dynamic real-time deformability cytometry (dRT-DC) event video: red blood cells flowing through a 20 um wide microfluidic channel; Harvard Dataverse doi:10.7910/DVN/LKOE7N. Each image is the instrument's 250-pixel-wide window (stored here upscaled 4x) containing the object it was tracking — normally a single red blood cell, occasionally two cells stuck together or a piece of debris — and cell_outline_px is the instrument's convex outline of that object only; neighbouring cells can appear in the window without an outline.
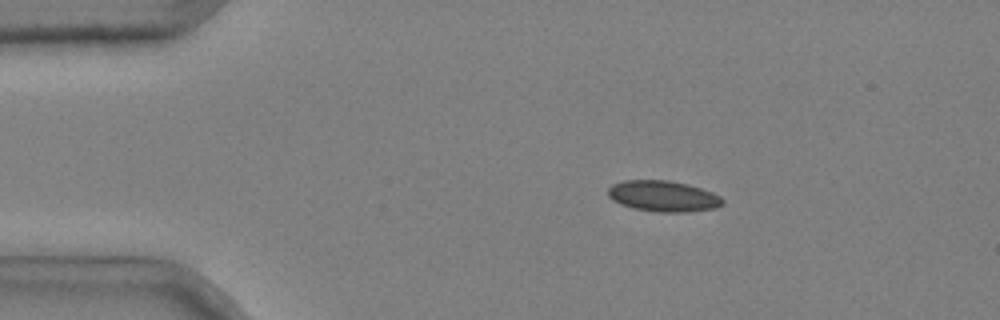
{"species": "common noctule bat (a hibernating species)", "species_latin": "Nyctalus noctula", "temperature_condition": "cold", "stored_images_in_passage": 52, "camera_frame_rate_fps": 3000, "um_per_image_px": 0.085, "animal": {"sex": "male", "body_mass_g": 20.4}, "frame": {"image": 1, "passage_image": 10, "time_ms": 3.0, "image_size_px": [1000, 320], "cell_outline_px": [[724, 204], [716, 208], [684, 212], [660, 212], [632, 208], [620, 204], [612, 200], [608, 196], [608, 188], [612, 184], [624, 180], [668, 180], [688, 184], [712, 192], [720, 196], [724, 200]], "centroid_in_image_um": [56.36, 16.67], "position_along_channel_um": 28.6, "area_um2": 20.75}}
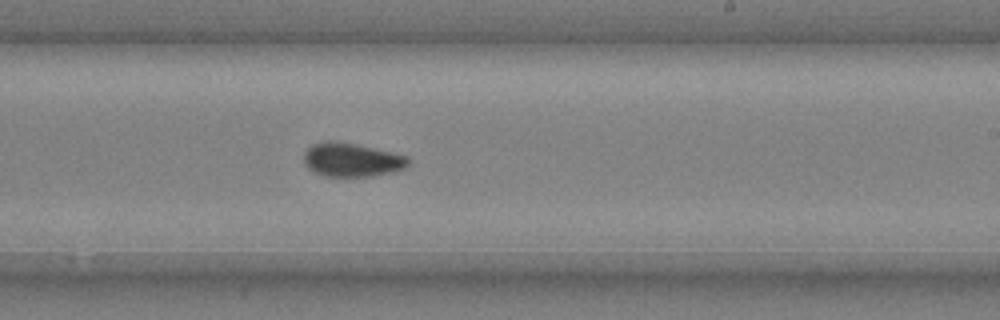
{"frame": {"image": 2, "passage_image": 33, "time_ms": 10.667, "image_size_px": [1000, 320], "cell_outline_px": [[408, 164], [404, 168], [392, 172], [372, 176], [324, 176], [312, 172], [304, 164], [304, 152], [312, 144], [328, 140], [332, 140], [372, 148], [408, 156]], "centroid_in_image_um": [29.84, 13.59], "position_along_channel_um": 259.2, "area_um2": 20.35}}
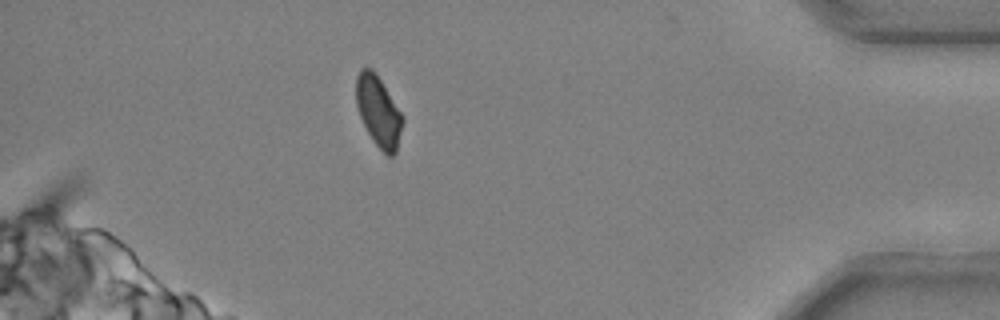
{"frame": {"image": 3, "passage_image": 48, "time_ms": 15.667, "image_size_px": [1000, 320], "cell_outline_px": [[404, 120], [396, 152], [392, 156], [388, 156], [372, 140], [360, 116], [356, 104], [356, 76], [360, 68], [372, 68], [404, 116]], "centroid_in_image_um": [32.17, 9.46], "position_along_channel_um": 403.0, "area_um2": 18.96}, "authors_computed_cell_mechanics": {"area_um2": 19.9699, "velocity_mm_per_s": 3.6857, "shape_relaxation_time_tau1_ms": 9.1863, "shape_relaxation_time_tau2_ms": 1.2721, "deformation_change_tau1": 0.1362, "deformation_change_tau2": 0.0421}}